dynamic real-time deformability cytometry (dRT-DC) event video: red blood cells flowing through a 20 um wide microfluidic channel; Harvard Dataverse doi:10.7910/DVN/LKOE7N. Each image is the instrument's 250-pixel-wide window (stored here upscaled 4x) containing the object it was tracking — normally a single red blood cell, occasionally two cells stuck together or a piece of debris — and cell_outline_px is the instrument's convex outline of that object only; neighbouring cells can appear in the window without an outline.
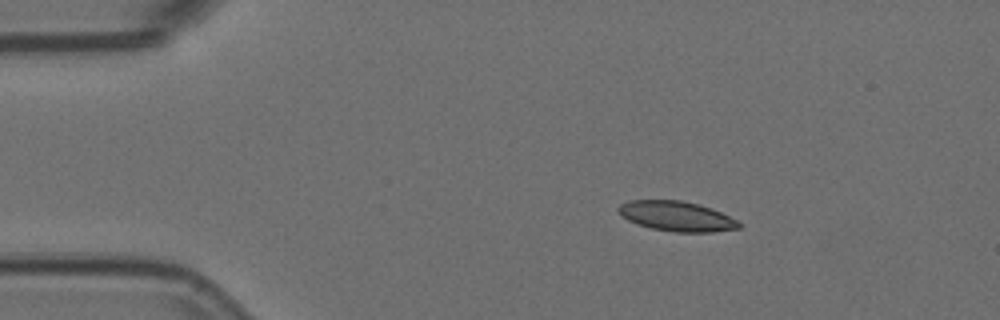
{"species": "Egyptian fruit bat (a non-hibernating species)", "species_latin": "Rousettus aegyptiacus", "temperature_condition": "room temperature", "stored_images_in_passage": 5, "segment_of_instrument_passage": [1, 2], "camera_frame_rate_fps": 3000, "um_per_image_px": 0.085, "animal": {"sex": "female"}, "frame": {"image": 1, "passage_image": 2, "time_ms": 0.333, "image_size_px": [1000, 320], "cell_outline_px": [[740, 228], [712, 232], [676, 232], [652, 228], [636, 224], [620, 216], [616, 208], [620, 204], [628, 200], [680, 200], [712, 208], [736, 220], [740, 224]], "centroid_in_image_um": [57.45, 18.37], "position_along_channel_um": 27.5, "area_um2": 20.98}}